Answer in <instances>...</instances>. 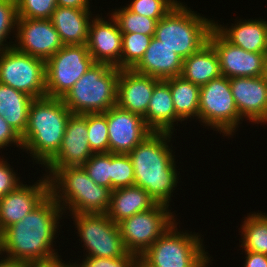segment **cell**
<instances>
[{
    "mask_svg": "<svg viewBox=\"0 0 267 267\" xmlns=\"http://www.w3.org/2000/svg\"><path fill=\"white\" fill-rule=\"evenodd\" d=\"M62 215V208L49 194L23 219L0 234L1 256L5 253V258L25 265L59 256L53 242Z\"/></svg>",
    "mask_w": 267,
    "mask_h": 267,
    "instance_id": "1",
    "label": "cell"
},
{
    "mask_svg": "<svg viewBox=\"0 0 267 267\" xmlns=\"http://www.w3.org/2000/svg\"><path fill=\"white\" fill-rule=\"evenodd\" d=\"M172 135L153 131L128 153L134 168L135 185L145 189L156 203L167 206H170L179 180L175 155L168 144Z\"/></svg>",
    "mask_w": 267,
    "mask_h": 267,
    "instance_id": "2",
    "label": "cell"
},
{
    "mask_svg": "<svg viewBox=\"0 0 267 267\" xmlns=\"http://www.w3.org/2000/svg\"><path fill=\"white\" fill-rule=\"evenodd\" d=\"M71 115L61 98H34L21 139L23 150L30 153L36 164L44 167L58 153Z\"/></svg>",
    "mask_w": 267,
    "mask_h": 267,
    "instance_id": "3",
    "label": "cell"
},
{
    "mask_svg": "<svg viewBox=\"0 0 267 267\" xmlns=\"http://www.w3.org/2000/svg\"><path fill=\"white\" fill-rule=\"evenodd\" d=\"M50 194L70 214H106L111 190L97 185L82 166L56 169L49 177ZM63 201V202H62Z\"/></svg>",
    "mask_w": 267,
    "mask_h": 267,
    "instance_id": "4",
    "label": "cell"
},
{
    "mask_svg": "<svg viewBox=\"0 0 267 267\" xmlns=\"http://www.w3.org/2000/svg\"><path fill=\"white\" fill-rule=\"evenodd\" d=\"M119 71L94 62L61 98L72 114L104 113L117 104Z\"/></svg>",
    "mask_w": 267,
    "mask_h": 267,
    "instance_id": "5",
    "label": "cell"
},
{
    "mask_svg": "<svg viewBox=\"0 0 267 267\" xmlns=\"http://www.w3.org/2000/svg\"><path fill=\"white\" fill-rule=\"evenodd\" d=\"M213 27L214 20L197 14L179 1L158 21L154 37L185 59L208 43Z\"/></svg>",
    "mask_w": 267,
    "mask_h": 267,
    "instance_id": "6",
    "label": "cell"
},
{
    "mask_svg": "<svg viewBox=\"0 0 267 267\" xmlns=\"http://www.w3.org/2000/svg\"><path fill=\"white\" fill-rule=\"evenodd\" d=\"M177 225L175 221L140 259L148 267H208L211 256L205 252L201 236L187 230L178 232Z\"/></svg>",
    "mask_w": 267,
    "mask_h": 267,
    "instance_id": "7",
    "label": "cell"
},
{
    "mask_svg": "<svg viewBox=\"0 0 267 267\" xmlns=\"http://www.w3.org/2000/svg\"><path fill=\"white\" fill-rule=\"evenodd\" d=\"M199 123L232 136L242 120L232 95L229 78L220 76L200 86Z\"/></svg>",
    "mask_w": 267,
    "mask_h": 267,
    "instance_id": "8",
    "label": "cell"
},
{
    "mask_svg": "<svg viewBox=\"0 0 267 267\" xmlns=\"http://www.w3.org/2000/svg\"><path fill=\"white\" fill-rule=\"evenodd\" d=\"M46 61L17 50L0 52V83L32 98L46 96Z\"/></svg>",
    "mask_w": 267,
    "mask_h": 267,
    "instance_id": "9",
    "label": "cell"
},
{
    "mask_svg": "<svg viewBox=\"0 0 267 267\" xmlns=\"http://www.w3.org/2000/svg\"><path fill=\"white\" fill-rule=\"evenodd\" d=\"M174 217L169 206L156 203L147 211L123 219L118 226L126 250L141 257L174 224Z\"/></svg>",
    "mask_w": 267,
    "mask_h": 267,
    "instance_id": "10",
    "label": "cell"
},
{
    "mask_svg": "<svg viewBox=\"0 0 267 267\" xmlns=\"http://www.w3.org/2000/svg\"><path fill=\"white\" fill-rule=\"evenodd\" d=\"M78 230L86 256L116 258L125 256V248L118 224L106 214H70Z\"/></svg>",
    "mask_w": 267,
    "mask_h": 267,
    "instance_id": "11",
    "label": "cell"
},
{
    "mask_svg": "<svg viewBox=\"0 0 267 267\" xmlns=\"http://www.w3.org/2000/svg\"><path fill=\"white\" fill-rule=\"evenodd\" d=\"M94 63L85 45H64L46 61V96L62 98Z\"/></svg>",
    "mask_w": 267,
    "mask_h": 267,
    "instance_id": "12",
    "label": "cell"
},
{
    "mask_svg": "<svg viewBox=\"0 0 267 267\" xmlns=\"http://www.w3.org/2000/svg\"><path fill=\"white\" fill-rule=\"evenodd\" d=\"M14 47L47 61L64 45L50 19L18 18Z\"/></svg>",
    "mask_w": 267,
    "mask_h": 267,
    "instance_id": "13",
    "label": "cell"
},
{
    "mask_svg": "<svg viewBox=\"0 0 267 267\" xmlns=\"http://www.w3.org/2000/svg\"><path fill=\"white\" fill-rule=\"evenodd\" d=\"M208 42L219 57L220 72L227 78L260 77L266 53L249 52L228 42L214 27Z\"/></svg>",
    "mask_w": 267,
    "mask_h": 267,
    "instance_id": "14",
    "label": "cell"
},
{
    "mask_svg": "<svg viewBox=\"0 0 267 267\" xmlns=\"http://www.w3.org/2000/svg\"><path fill=\"white\" fill-rule=\"evenodd\" d=\"M87 135V113L72 114L58 153L44 166V175L49 177L58 168L82 166L93 155Z\"/></svg>",
    "mask_w": 267,
    "mask_h": 267,
    "instance_id": "15",
    "label": "cell"
},
{
    "mask_svg": "<svg viewBox=\"0 0 267 267\" xmlns=\"http://www.w3.org/2000/svg\"><path fill=\"white\" fill-rule=\"evenodd\" d=\"M109 153H130L153 131L141 115L123 110L117 105L106 112Z\"/></svg>",
    "mask_w": 267,
    "mask_h": 267,
    "instance_id": "16",
    "label": "cell"
},
{
    "mask_svg": "<svg viewBox=\"0 0 267 267\" xmlns=\"http://www.w3.org/2000/svg\"><path fill=\"white\" fill-rule=\"evenodd\" d=\"M42 177L34 185L21 183L0 198V234L23 219L50 194L49 179L46 175Z\"/></svg>",
    "mask_w": 267,
    "mask_h": 267,
    "instance_id": "17",
    "label": "cell"
},
{
    "mask_svg": "<svg viewBox=\"0 0 267 267\" xmlns=\"http://www.w3.org/2000/svg\"><path fill=\"white\" fill-rule=\"evenodd\" d=\"M109 19L105 20L102 15L92 18L86 46L94 62L121 70L122 33L116 19L112 15Z\"/></svg>",
    "mask_w": 267,
    "mask_h": 267,
    "instance_id": "18",
    "label": "cell"
},
{
    "mask_svg": "<svg viewBox=\"0 0 267 267\" xmlns=\"http://www.w3.org/2000/svg\"><path fill=\"white\" fill-rule=\"evenodd\" d=\"M240 117L253 124L267 123V83L262 77L229 78Z\"/></svg>",
    "mask_w": 267,
    "mask_h": 267,
    "instance_id": "19",
    "label": "cell"
},
{
    "mask_svg": "<svg viewBox=\"0 0 267 267\" xmlns=\"http://www.w3.org/2000/svg\"><path fill=\"white\" fill-rule=\"evenodd\" d=\"M159 81L157 78L138 74L133 70H120L116 105L143 117L148 109L154 86Z\"/></svg>",
    "mask_w": 267,
    "mask_h": 267,
    "instance_id": "20",
    "label": "cell"
},
{
    "mask_svg": "<svg viewBox=\"0 0 267 267\" xmlns=\"http://www.w3.org/2000/svg\"><path fill=\"white\" fill-rule=\"evenodd\" d=\"M182 65L183 58L153 36L143 58L132 70L165 80L180 76Z\"/></svg>",
    "mask_w": 267,
    "mask_h": 267,
    "instance_id": "21",
    "label": "cell"
},
{
    "mask_svg": "<svg viewBox=\"0 0 267 267\" xmlns=\"http://www.w3.org/2000/svg\"><path fill=\"white\" fill-rule=\"evenodd\" d=\"M90 9L57 6L50 21L63 45H85L93 18Z\"/></svg>",
    "mask_w": 267,
    "mask_h": 267,
    "instance_id": "22",
    "label": "cell"
},
{
    "mask_svg": "<svg viewBox=\"0 0 267 267\" xmlns=\"http://www.w3.org/2000/svg\"><path fill=\"white\" fill-rule=\"evenodd\" d=\"M146 125L154 132L174 133V122L182 123L176 115L169 84L160 80L155 86L146 114Z\"/></svg>",
    "mask_w": 267,
    "mask_h": 267,
    "instance_id": "23",
    "label": "cell"
},
{
    "mask_svg": "<svg viewBox=\"0 0 267 267\" xmlns=\"http://www.w3.org/2000/svg\"><path fill=\"white\" fill-rule=\"evenodd\" d=\"M234 25V26H233ZM214 28L230 43L242 49L255 52L266 53L265 45V19H245L232 24L229 28L214 21Z\"/></svg>",
    "mask_w": 267,
    "mask_h": 267,
    "instance_id": "24",
    "label": "cell"
},
{
    "mask_svg": "<svg viewBox=\"0 0 267 267\" xmlns=\"http://www.w3.org/2000/svg\"><path fill=\"white\" fill-rule=\"evenodd\" d=\"M155 204L156 202L145 189L131 185L111 191L109 209L106 215L118 224L136 213L151 209Z\"/></svg>",
    "mask_w": 267,
    "mask_h": 267,
    "instance_id": "25",
    "label": "cell"
},
{
    "mask_svg": "<svg viewBox=\"0 0 267 267\" xmlns=\"http://www.w3.org/2000/svg\"><path fill=\"white\" fill-rule=\"evenodd\" d=\"M180 76L199 86L219 78V57L214 47L208 42L198 52L183 59Z\"/></svg>",
    "mask_w": 267,
    "mask_h": 267,
    "instance_id": "26",
    "label": "cell"
},
{
    "mask_svg": "<svg viewBox=\"0 0 267 267\" xmlns=\"http://www.w3.org/2000/svg\"><path fill=\"white\" fill-rule=\"evenodd\" d=\"M33 100L31 96L0 83V115L21 137L28 125Z\"/></svg>",
    "mask_w": 267,
    "mask_h": 267,
    "instance_id": "27",
    "label": "cell"
},
{
    "mask_svg": "<svg viewBox=\"0 0 267 267\" xmlns=\"http://www.w3.org/2000/svg\"><path fill=\"white\" fill-rule=\"evenodd\" d=\"M169 84L176 115L182 120H198L200 86L181 76L165 79ZM192 117V118H191Z\"/></svg>",
    "mask_w": 267,
    "mask_h": 267,
    "instance_id": "28",
    "label": "cell"
},
{
    "mask_svg": "<svg viewBox=\"0 0 267 267\" xmlns=\"http://www.w3.org/2000/svg\"><path fill=\"white\" fill-rule=\"evenodd\" d=\"M241 225L240 245L245 251L267 255V214L252 213L244 219Z\"/></svg>",
    "mask_w": 267,
    "mask_h": 267,
    "instance_id": "29",
    "label": "cell"
},
{
    "mask_svg": "<svg viewBox=\"0 0 267 267\" xmlns=\"http://www.w3.org/2000/svg\"><path fill=\"white\" fill-rule=\"evenodd\" d=\"M116 19L122 34L137 33L154 36L158 21L133 13L126 6L111 13Z\"/></svg>",
    "mask_w": 267,
    "mask_h": 267,
    "instance_id": "30",
    "label": "cell"
},
{
    "mask_svg": "<svg viewBox=\"0 0 267 267\" xmlns=\"http://www.w3.org/2000/svg\"><path fill=\"white\" fill-rule=\"evenodd\" d=\"M153 36L122 34L121 70H132L143 58Z\"/></svg>",
    "mask_w": 267,
    "mask_h": 267,
    "instance_id": "31",
    "label": "cell"
},
{
    "mask_svg": "<svg viewBox=\"0 0 267 267\" xmlns=\"http://www.w3.org/2000/svg\"><path fill=\"white\" fill-rule=\"evenodd\" d=\"M88 143L93 154L109 153L106 113H87Z\"/></svg>",
    "mask_w": 267,
    "mask_h": 267,
    "instance_id": "32",
    "label": "cell"
},
{
    "mask_svg": "<svg viewBox=\"0 0 267 267\" xmlns=\"http://www.w3.org/2000/svg\"><path fill=\"white\" fill-rule=\"evenodd\" d=\"M135 185L134 168L128 154L111 153V191Z\"/></svg>",
    "mask_w": 267,
    "mask_h": 267,
    "instance_id": "33",
    "label": "cell"
},
{
    "mask_svg": "<svg viewBox=\"0 0 267 267\" xmlns=\"http://www.w3.org/2000/svg\"><path fill=\"white\" fill-rule=\"evenodd\" d=\"M82 167L97 185L111 190V153L93 154Z\"/></svg>",
    "mask_w": 267,
    "mask_h": 267,
    "instance_id": "34",
    "label": "cell"
},
{
    "mask_svg": "<svg viewBox=\"0 0 267 267\" xmlns=\"http://www.w3.org/2000/svg\"><path fill=\"white\" fill-rule=\"evenodd\" d=\"M178 3L177 0H133L126 7L133 13L159 21Z\"/></svg>",
    "mask_w": 267,
    "mask_h": 267,
    "instance_id": "35",
    "label": "cell"
},
{
    "mask_svg": "<svg viewBox=\"0 0 267 267\" xmlns=\"http://www.w3.org/2000/svg\"><path fill=\"white\" fill-rule=\"evenodd\" d=\"M17 2L16 0H0V52L13 47V44L7 42L10 32H15L17 28ZM6 38V39H5ZM5 43V44H4Z\"/></svg>",
    "mask_w": 267,
    "mask_h": 267,
    "instance_id": "36",
    "label": "cell"
},
{
    "mask_svg": "<svg viewBox=\"0 0 267 267\" xmlns=\"http://www.w3.org/2000/svg\"><path fill=\"white\" fill-rule=\"evenodd\" d=\"M18 18L50 19L56 0H16Z\"/></svg>",
    "mask_w": 267,
    "mask_h": 267,
    "instance_id": "37",
    "label": "cell"
},
{
    "mask_svg": "<svg viewBox=\"0 0 267 267\" xmlns=\"http://www.w3.org/2000/svg\"><path fill=\"white\" fill-rule=\"evenodd\" d=\"M82 263L77 264V267H136L140 256L128 252L125 256L116 258H101L93 256H85Z\"/></svg>",
    "mask_w": 267,
    "mask_h": 267,
    "instance_id": "38",
    "label": "cell"
},
{
    "mask_svg": "<svg viewBox=\"0 0 267 267\" xmlns=\"http://www.w3.org/2000/svg\"><path fill=\"white\" fill-rule=\"evenodd\" d=\"M3 159V157L2 159L0 157V198L22 183L13 168L10 167L11 165Z\"/></svg>",
    "mask_w": 267,
    "mask_h": 267,
    "instance_id": "39",
    "label": "cell"
},
{
    "mask_svg": "<svg viewBox=\"0 0 267 267\" xmlns=\"http://www.w3.org/2000/svg\"><path fill=\"white\" fill-rule=\"evenodd\" d=\"M12 144L21 150L23 148L21 136L0 115V149L6 148L9 145L11 146Z\"/></svg>",
    "mask_w": 267,
    "mask_h": 267,
    "instance_id": "40",
    "label": "cell"
},
{
    "mask_svg": "<svg viewBox=\"0 0 267 267\" xmlns=\"http://www.w3.org/2000/svg\"><path fill=\"white\" fill-rule=\"evenodd\" d=\"M245 255V263L244 267H267V255L261 253H255L251 251H244Z\"/></svg>",
    "mask_w": 267,
    "mask_h": 267,
    "instance_id": "41",
    "label": "cell"
},
{
    "mask_svg": "<svg viewBox=\"0 0 267 267\" xmlns=\"http://www.w3.org/2000/svg\"><path fill=\"white\" fill-rule=\"evenodd\" d=\"M61 256H56L52 259L43 260V261H36L32 262L26 265V267H77L76 262L75 263H64L61 258ZM63 261V262H62Z\"/></svg>",
    "mask_w": 267,
    "mask_h": 267,
    "instance_id": "42",
    "label": "cell"
},
{
    "mask_svg": "<svg viewBox=\"0 0 267 267\" xmlns=\"http://www.w3.org/2000/svg\"><path fill=\"white\" fill-rule=\"evenodd\" d=\"M90 0H56L57 6L90 9Z\"/></svg>",
    "mask_w": 267,
    "mask_h": 267,
    "instance_id": "43",
    "label": "cell"
},
{
    "mask_svg": "<svg viewBox=\"0 0 267 267\" xmlns=\"http://www.w3.org/2000/svg\"><path fill=\"white\" fill-rule=\"evenodd\" d=\"M0 258H2L0 259V267H26V265L21 262L7 259L5 257Z\"/></svg>",
    "mask_w": 267,
    "mask_h": 267,
    "instance_id": "44",
    "label": "cell"
},
{
    "mask_svg": "<svg viewBox=\"0 0 267 267\" xmlns=\"http://www.w3.org/2000/svg\"><path fill=\"white\" fill-rule=\"evenodd\" d=\"M261 77L267 83V54L265 55V58L263 61V70H262Z\"/></svg>",
    "mask_w": 267,
    "mask_h": 267,
    "instance_id": "45",
    "label": "cell"
},
{
    "mask_svg": "<svg viewBox=\"0 0 267 267\" xmlns=\"http://www.w3.org/2000/svg\"><path fill=\"white\" fill-rule=\"evenodd\" d=\"M136 267H148L141 259L138 261V264Z\"/></svg>",
    "mask_w": 267,
    "mask_h": 267,
    "instance_id": "46",
    "label": "cell"
},
{
    "mask_svg": "<svg viewBox=\"0 0 267 267\" xmlns=\"http://www.w3.org/2000/svg\"><path fill=\"white\" fill-rule=\"evenodd\" d=\"M265 45H266V54H267V21H266V31H265Z\"/></svg>",
    "mask_w": 267,
    "mask_h": 267,
    "instance_id": "47",
    "label": "cell"
},
{
    "mask_svg": "<svg viewBox=\"0 0 267 267\" xmlns=\"http://www.w3.org/2000/svg\"><path fill=\"white\" fill-rule=\"evenodd\" d=\"M0 255H1V240H0ZM1 257V256H0Z\"/></svg>",
    "mask_w": 267,
    "mask_h": 267,
    "instance_id": "48",
    "label": "cell"
}]
</instances>
